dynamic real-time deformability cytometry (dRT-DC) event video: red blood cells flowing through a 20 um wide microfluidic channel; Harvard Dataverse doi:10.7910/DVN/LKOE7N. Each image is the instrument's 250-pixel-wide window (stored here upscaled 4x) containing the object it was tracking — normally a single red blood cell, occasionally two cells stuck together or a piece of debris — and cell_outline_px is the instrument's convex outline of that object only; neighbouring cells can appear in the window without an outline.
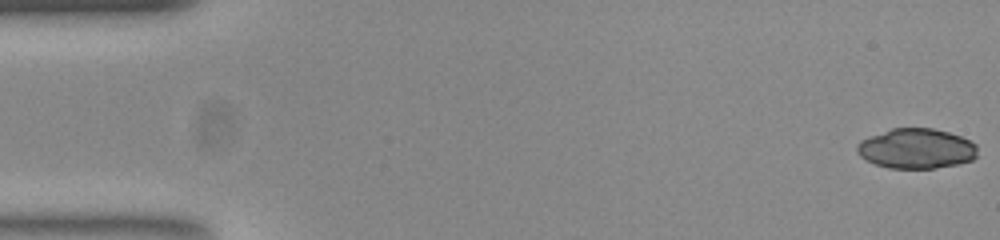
{"species": "common noctule bat (a hibernating species)", "species_latin": "Nyctalus noctula", "temperature_condition": "room temperature", "stored_images_in_passage": 52, "camera_frame_rate_fps": 3000, "um_per_image_px": 0.085, "animal": {"sex": "female", "body_mass_g": 23.0, "forearm_length_mm": 53.4}, "frame": {"image": 1, "passage_image": 1, "time_ms": 0.0, "image_size_px": [1000, 240], "cell_outline_px": [[976, 156], [972, 160], [956, 164], [932, 168], [888, 168], [876, 164], [860, 156], [856, 152], [856, 144], [860, 140], [892, 128], [932, 128], [948, 132], [960, 136], [976, 144]], "centroid_in_image_um": [77.86, 12.62], "position_along_channel_um": 7.1, "area_um2": 27.92}}